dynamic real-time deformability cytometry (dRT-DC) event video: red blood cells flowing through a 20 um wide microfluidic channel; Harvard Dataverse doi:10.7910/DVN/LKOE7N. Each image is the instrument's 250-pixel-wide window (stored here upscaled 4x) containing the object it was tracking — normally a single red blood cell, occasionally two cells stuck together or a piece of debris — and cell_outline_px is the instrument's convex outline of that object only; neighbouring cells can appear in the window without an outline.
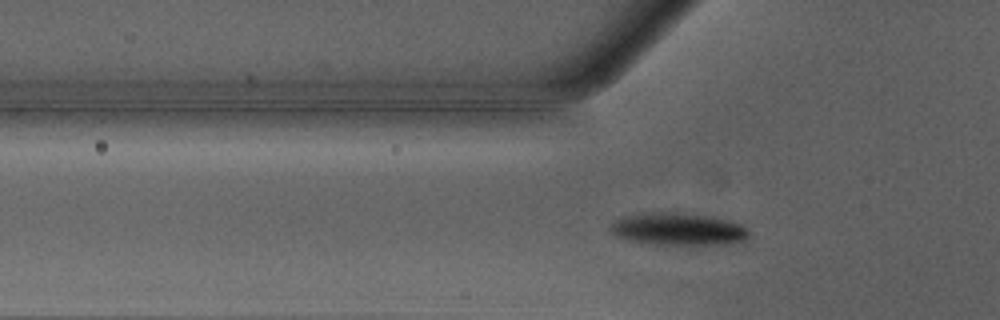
{"species": "Egyptian fruit bat (a non-hibernating species)", "species_latin": "Rousettus aegyptiacus", "temperature_condition": "warm", "stored_images_in_passage": 37, "camera_frame_rate_fps": 3000, "um_per_image_px": 0.085, "animal": {"sex": "male"}, "frame": {"image": 1, "passage_image": 4, "time_ms": 1.0, "image_size_px": [1000, 320], "cell_outline_px": [[752, 232], [744, 240], [724, 244], [652, 244], [628, 240], [616, 236], [608, 228], [616, 220], [624, 216], [644, 212], [684, 212], [712, 216], [728, 220], [740, 224], [748, 228]], "centroid_in_image_um": [57.65, 19.45], "position_along_channel_um": 68.1, "area_um2": 26.36}}
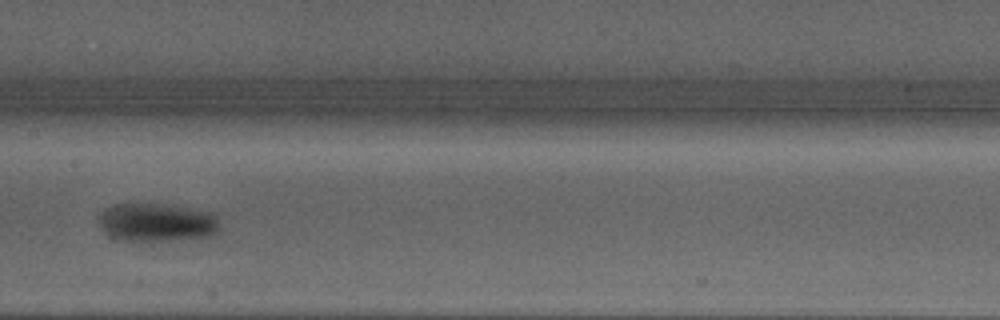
{"frame": {"image": 2, "passage_image": 13, "time_ms": 4.0, "image_size_px": [1000, 320], "cell_outline_px": [[220, 228], [216, 236], [152, 244], [120, 240], [104, 232], [100, 228], [100, 212], [104, 208], [116, 204], [164, 204], [216, 212], [220, 224]], "centroid_in_image_um": [13.41, 18.96], "position_along_channel_um": 194.0, "area_um2": 28.44}}
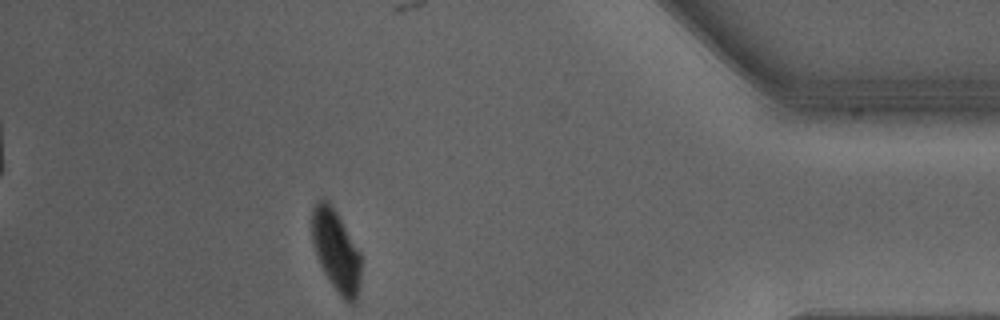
{"frame": {"image": 3, "passage_image": 31, "time_ms": 10.0, "image_size_px": [1000, 320], "cell_outline_px": [[360, 288], [356, 304], [348, 304], [340, 296], [324, 272], [316, 256], [312, 240], [312, 208], [320, 200], [328, 200], [336, 212], [360, 252]], "centroid_in_image_um": [28.58, 21.38], "position_along_channel_um": 406.6, "area_um2": 23.24}, "authors_computed_cell_mechanics": {"area_um2": 26.8192, "velocity_mm_per_s": 4.2483, "shape_relaxation_time_tau1_ms": 1.8489, "shape_relaxation_time_tau2_ms": null, "deformation_change_tau1": 0.123, "deformation_change_tau2": null}}